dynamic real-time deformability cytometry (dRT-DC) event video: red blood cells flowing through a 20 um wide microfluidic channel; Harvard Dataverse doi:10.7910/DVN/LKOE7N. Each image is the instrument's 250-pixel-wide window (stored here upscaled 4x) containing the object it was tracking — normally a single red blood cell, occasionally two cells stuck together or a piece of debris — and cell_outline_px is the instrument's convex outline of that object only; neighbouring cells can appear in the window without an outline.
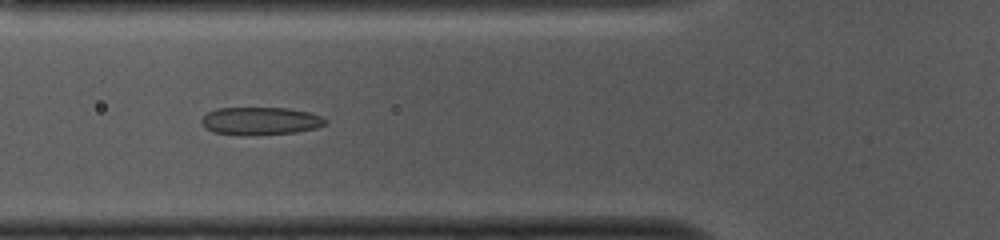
{"species": "common noctule bat (a hibernating species)", "species_latin": "Nyctalus noctula", "temperature_condition": "cold", "stored_images_in_passage": 52, "camera_frame_rate_fps": 3000, "um_per_image_px": 0.085, "animal": {"sex": "female", "body_mass_g": 10.0, "forearm_length_mm": 53.1}, "frame": {"image": 1, "passage_image": 18, "time_ms": 5.667, "image_size_px": [1000, 240], "cell_outline_px": [[328, 124], [316, 128], [296, 132], [244, 136], [212, 132], [204, 128], [200, 120], [208, 112], [216, 108], [288, 108], [308, 112], [320, 116], [328, 120]], "centroid_in_image_um": [22.12, 10.29], "position_along_channel_um": 103.7, "area_um2": 20.29}}
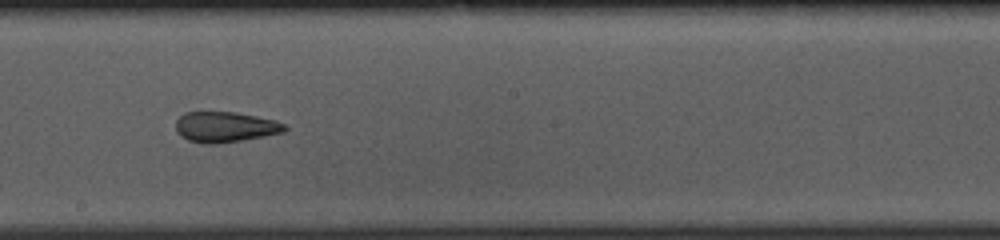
{"frame": {"image": 2, "passage_image": 28, "time_ms": 9.0, "image_size_px": [1000, 240], "cell_outline_px": [[288, 128], [284, 132], [264, 136], [216, 144], [200, 144], [188, 140], [180, 136], [176, 132], [176, 120], [184, 112], [236, 112], [276, 120], [284, 124]], "centroid_in_image_um": [19.11, 10.79], "position_along_channel_um": 229.1, "area_um2": 19.48}}
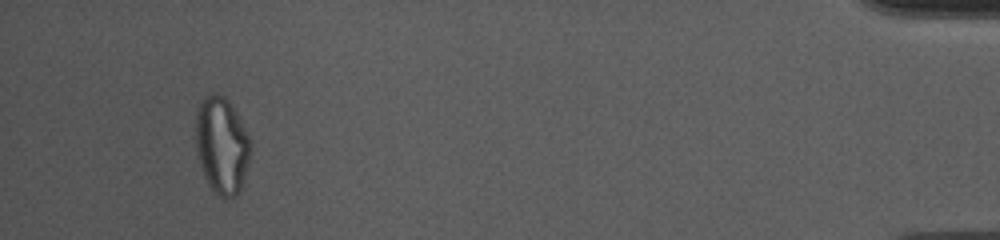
{"frame": {"image": 3, "passage_image": 49, "time_ms": 16.0, "image_size_px": [1000, 240], "cell_outline_px": [[252, 148], [240, 192], [236, 196], [228, 200], [220, 196], [208, 184], [200, 168], [196, 148], [196, 112], [200, 100], [208, 92], [216, 92], [224, 96], [228, 100], [252, 140]], "centroid_in_image_um": [18.85, 12.34], "position_along_channel_um": 416.4, "area_um2": 31.44}, "authors_computed_cell_mechanics": {"area_um2": 21.7906, "velocity_mm_per_s": 3.755, "shape_relaxation_time_tau1_ms": null, "shape_relaxation_time_tau2_ms": 1.6881, "deformation_change_tau1": null, "deformation_change_tau2": 0.0949}}